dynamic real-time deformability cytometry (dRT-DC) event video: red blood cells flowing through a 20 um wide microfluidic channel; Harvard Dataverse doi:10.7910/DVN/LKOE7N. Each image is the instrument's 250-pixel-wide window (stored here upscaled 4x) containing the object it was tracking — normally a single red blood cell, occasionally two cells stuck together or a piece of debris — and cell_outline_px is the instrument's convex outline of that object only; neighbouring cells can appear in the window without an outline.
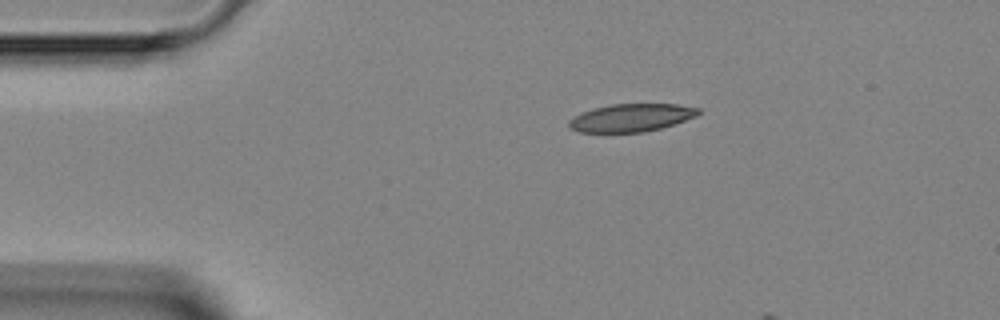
{"species": "Egyptian fruit bat (a non-hibernating species)", "species_latin": "Rousettus aegyptiacus", "temperature_condition": "room temperature", "stored_images_in_passage": 3, "camera_frame_rate_fps": 3000, "um_per_image_px": 0.085, "animal": {"sex": "female"}, "frame": {"image": 1, "passage_image": 1, "time_ms": 0.0, "image_size_px": [1000, 320], "cell_outline_px": [[700, 112], [696, 116], [660, 128], [644, 132], [580, 132], [572, 128], [568, 124], [568, 120], [592, 108], [612, 104], [676, 104], [700, 108]], "centroid_in_image_um": [53.66, 10.0], "position_along_channel_um": 31.3, "area_um2": 20.69}}